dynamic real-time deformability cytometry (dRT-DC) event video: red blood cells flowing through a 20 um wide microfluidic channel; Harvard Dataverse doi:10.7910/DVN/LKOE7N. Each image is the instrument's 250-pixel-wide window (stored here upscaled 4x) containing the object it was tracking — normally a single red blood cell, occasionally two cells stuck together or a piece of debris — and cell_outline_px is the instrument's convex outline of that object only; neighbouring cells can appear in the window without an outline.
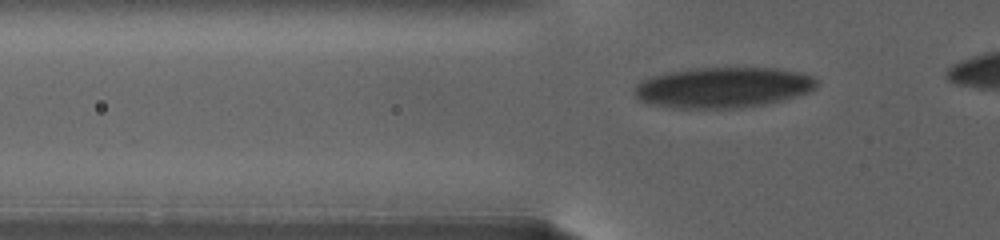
{"species": "human", "species_latin": "Homo sapiens", "temperature_condition": "warm", "stored_images_in_passage": 64, "camera_frame_rate_fps": 3000, "um_per_image_px": 0.085, "donor": {"sex": "female"}, "frame": {"image": 1, "passage_image": 10, "time_ms": 2.333, "image_size_px": [1000, 240], "cell_outline_px": [[816, 88], [808, 92], [780, 100], [764, 104], [740, 108], [676, 108], [648, 104], [636, 100], [632, 92], [636, 84], [640, 80], [648, 76], [664, 72], [688, 68], [772, 68], [800, 72], [812, 76], [816, 80]], "centroid_in_image_um": [61.33, 7.43], "position_along_channel_um": 64.5, "area_um2": 43.58}}
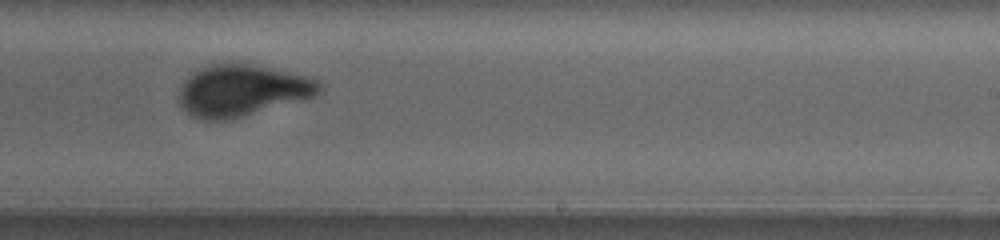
{"frame": {"image": 2, "passage_image": 41, "time_ms": 10.667, "image_size_px": [1000, 240], "cell_outline_px": [[324, 88], [316, 96], [244, 116], [228, 120], [204, 120], [192, 116], [184, 112], [180, 108], [180, 88], [184, 80], [200, 68], [212, 64], [248, 64], [308, 76], [324, 84]], "centroid_in_image_um": [20.58, 7.71], "position_along_channel_um": 268.4, "area_um2": 41.96}}
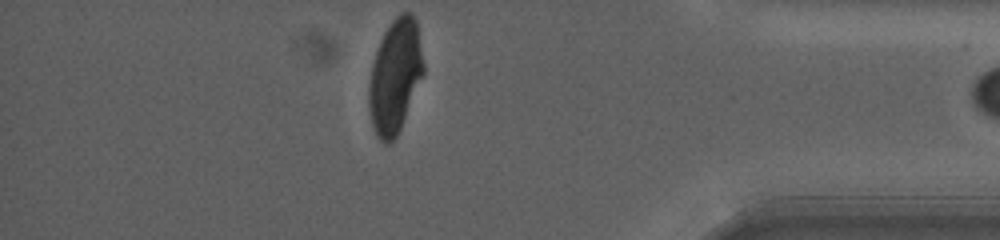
{"frame": {"image": 3, "passage_image": 64, "time_ms": 17.0, "image_size_px": [1000, 240], "cell_outline_px": [[424, 72], [400, 128], [396, 136], [388, 144], [384, 144], [376, 136], [372, 124], [368, 108], [368, 84], [372, 64], [380, 40], [384, 32], [392, 20], [400, 12], [412, 12], [416, 20], [424, 64]], "centroid_in_image_um": [33.56, 6.46], "position_along_channel_um": 401.6, "area_um2": 36.07}, "authors_computed_cell_mechanics": {"area_um2": 42.772, "velocity_mm_per_s": 2.5319, "shape_relaxation_time_tau1_ms": 6.5762, "shape_relaxation_time_tau2_ms": null, "deformation_change_tau1": 0.1927, "deformation_change_tau2": null}}